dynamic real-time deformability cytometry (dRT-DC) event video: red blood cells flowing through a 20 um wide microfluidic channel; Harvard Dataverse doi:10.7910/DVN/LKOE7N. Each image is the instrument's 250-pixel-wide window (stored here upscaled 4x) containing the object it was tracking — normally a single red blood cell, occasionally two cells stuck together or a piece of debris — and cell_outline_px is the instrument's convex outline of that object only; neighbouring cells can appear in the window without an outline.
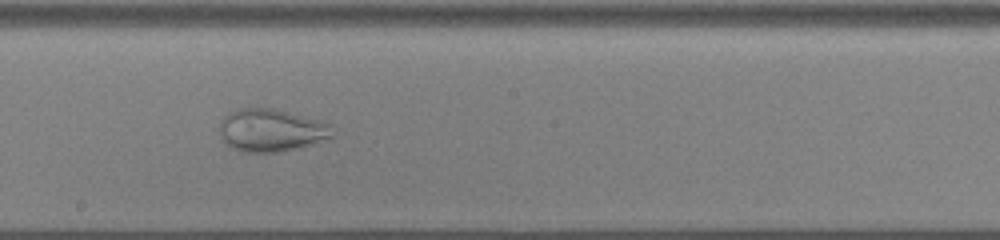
{"species": "common noctule bat (a hibernating species)", "species_latin": "Nyctalus noctula", "temperature_condition": "cold", "stored_images_in_passage": 57, "camera_frame_rate_fps": 3000, "um_per_image_px": 0.085, "animal": {"sex": "male", "body_mass_g": 13.0, "forearm_length_mm": 53.1}, "frame": {"image": 1, "passage_image": 33, "time_ms": 10.667, "image_size_px": [1000, 240], "cell_outline_px": [[336, 136], [312, 144], [296, 148], [276, 152], [244, 152], [232, 148], [224, 140], [220, 132], [220, 124], [224, 116], [228, 112], [236, 108], [276, 108], [316, 120], [328, 124]], "centroid_in_image_um": [23.03, 11.06], "position_along_channel_um": 225.2, "area_um2": 27.86}}
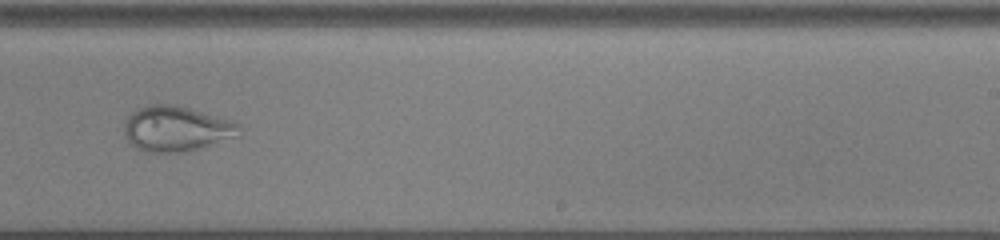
{"frame": {"image": 2, "passage_image": 37, "time_ms": 12.0, "image_size_px": [1000, 240], "cell_outline_px": [[240, 136], [184, 152], [148, 152], [132, 144], [128, 140], [124, 132], [124, 128], [128, 116], [136, 108], [148, 104], [172, 104], [188, 108], [228, 120], [240, 124]], "centroid_in_image_um": [14.98, 10.93], "position_along_channel_um": 274.0, "area_um2": 29.94}}
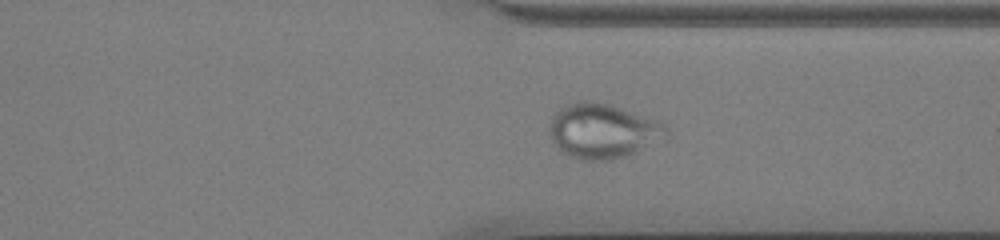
{"frame": {"image": 3, "passage_image": 44, "time_ms": 14.333, "image_size_px": [1000, 240], "cell_outline_px": [[668, 136], [664, 140], [624, 156], [612, 160], [580, 160], [568, 156], [560, 152], [556, 148], [552, 140], [548, 128], [552, 116], [560, 108], [568, 104], [580, 100], [592, 100], [608, 104], [656, 120], [664, 124], [668, 128]], "centroid_in_image_um": [51.2, 11.14], "position_along_channel_um": 360.2, "area_um2": 37.45}}